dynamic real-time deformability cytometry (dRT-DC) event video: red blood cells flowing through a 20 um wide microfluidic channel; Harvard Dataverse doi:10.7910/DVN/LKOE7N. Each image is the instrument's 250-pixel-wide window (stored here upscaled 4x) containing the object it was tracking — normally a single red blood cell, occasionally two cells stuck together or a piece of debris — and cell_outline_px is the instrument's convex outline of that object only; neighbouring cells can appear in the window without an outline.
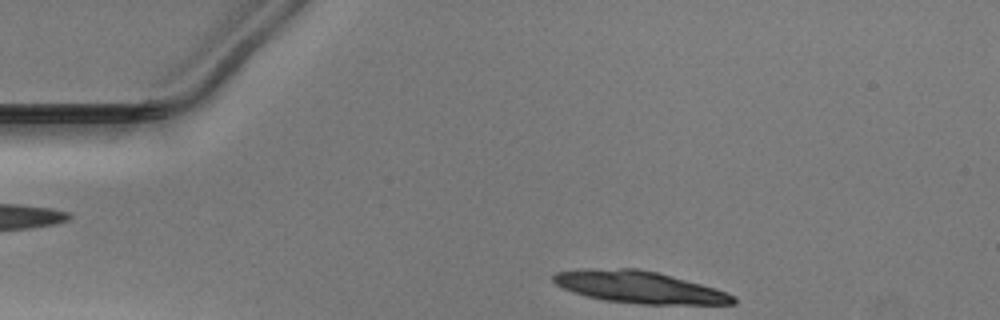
{"species": "Egyptian fruit bat (a non-hibernating species)", "species_latin": "Rousettus aegyptiacus", "temperature_condition": "warm", "stored_images_in_passage": 8, "camera_frame_rate_fps": 3000, "um_per_image_px": 0.085, "animal": {"sex": "male"}, "frame": {"image": 1, "passage_image": 1, "time_ms": 0.0, "image_size_px": [1000, 320], "cell_outline_px": [[736, 304], [640, 304], [604, 300], [588, 296], [564, 288], [556, 284], [552, 280], [552, 276], [556, 272], [576, 268], [636, 268], [656, 272], [716, 288], [728, 292], [736, 296]], "centroid_in_image_um": [54.34, 24.4], "position_along_channel_um": 30.7, "area_um2": 33.52}}